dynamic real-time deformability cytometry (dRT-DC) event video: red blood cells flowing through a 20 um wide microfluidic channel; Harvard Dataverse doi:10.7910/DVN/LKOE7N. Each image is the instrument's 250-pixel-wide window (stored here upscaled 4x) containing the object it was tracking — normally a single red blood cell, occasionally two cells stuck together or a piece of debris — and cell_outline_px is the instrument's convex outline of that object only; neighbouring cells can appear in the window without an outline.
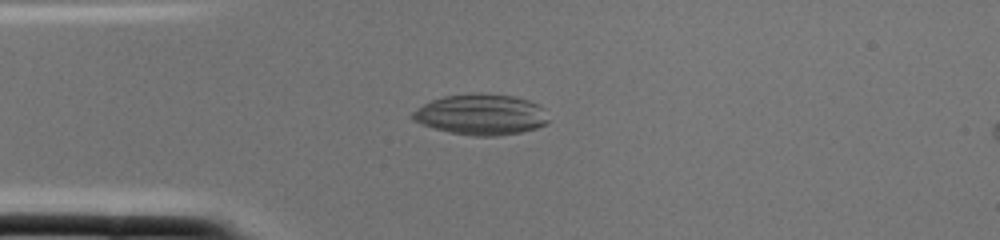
{"species": "common noctule bat (a hibernating species)", "species_latin": "Nyctalus noctula", "temperature_condition": "cold", "stored_images_in_passage": 2, "camera_frame_rate_fps": 3000, "um_per_image_px": 0.085, "animal": {"sex": "female", "body_mass_g": 22.0, "forearm_length_mm": 56.7}, "frame": {"image": 1, "passage_image": 1, "time_ms": 0.0, "image_size_px": [1000, 240], "cell_outline_px": [[548, 124], [536, 128], [520, 132], [500, 136], [472, 136], [448, 132], [432, 128], [420, 124], [412, 120], [408, 116], [416, 108], [432, 100], [444, 96], [476, 92], [480, 92], [512, 96], [528, 100], [544, 108], [548, 120]], "centroid_in_image_um": [40.85, 9.74], "position_along_channel_um": 44.2, "area_um2": 32.71}}